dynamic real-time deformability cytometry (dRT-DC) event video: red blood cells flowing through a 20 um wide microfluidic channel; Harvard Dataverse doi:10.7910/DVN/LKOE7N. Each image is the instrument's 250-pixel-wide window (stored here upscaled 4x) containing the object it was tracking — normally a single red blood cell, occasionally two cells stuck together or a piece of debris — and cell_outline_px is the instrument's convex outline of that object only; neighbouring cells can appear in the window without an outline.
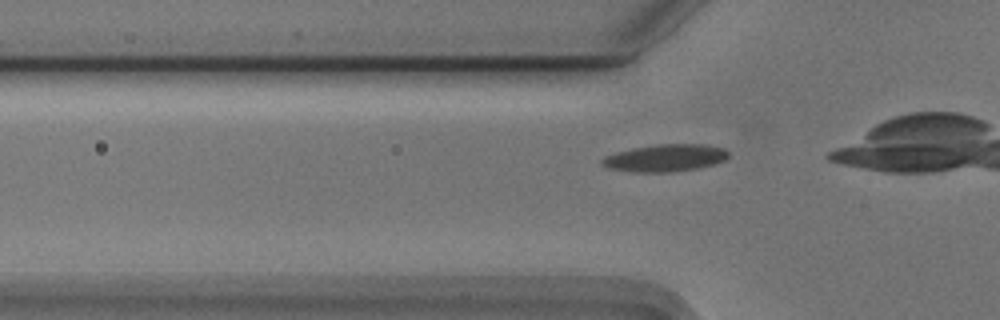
{"species": "Egyptian fruit bat (a non-hibernating species)", "species_latin": "Rousettus aegyptiacus", "temperature_condition": "cold", "stored_images_in_passage": 15, "camera_frame_rate_fps": 3000, "um_per_image_px": 0.085, "animal": {"sex": "male"}, "frame": {"image": 1, "passage_image": 5, "time_ms": 1.333, "image_size_px": [1000, 320], "cell_outline_px": [[728, 156], [724, 160], [712, 164], [696, 168], [672, 172], [632, 172], [608, 168], [600, 164], [600, 160], [604, 156], [616, 152], [632, 148], [656, 144], [704, 144], [724, 148], [728, 152]], "centroid_in_image_um": [56.49, 13.42], "position_along_channel_um": 69.3, "area_um2": 20.11}}
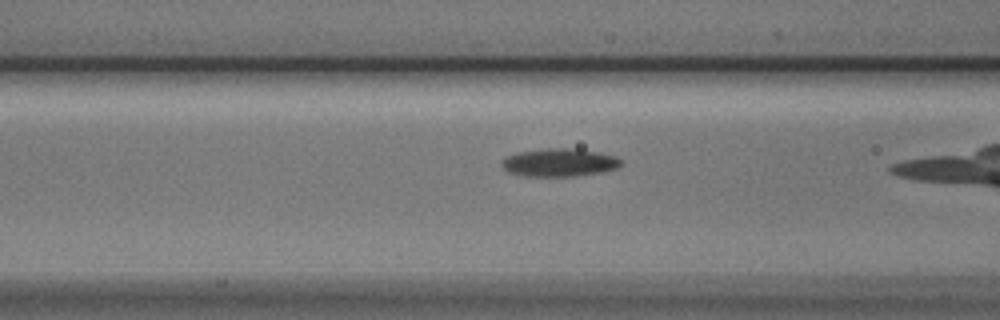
{"frame": {"image": 2, "passage_image": 9, "time_ms": 2.667, "image_size_px": [1000, 320], "cell_outline_px": [[620, 164], [616, 168], [600, 172], [576, 176], [524, 176], [508, 172], [500, 164], [500, 160], [504, 156], [516, 152], [548, 148], [568, 148], [616, 156], [620, 160]], "centroid_in_image_um": [47.43, 13.82], "position_along_channel_um": 119.2, "area_um2": 19.31}}
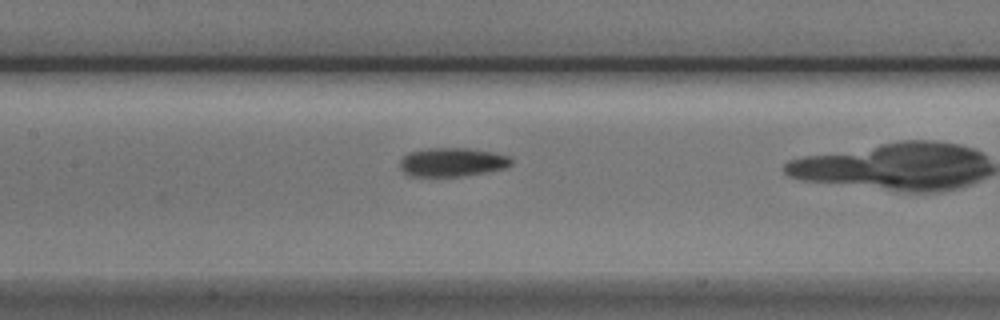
{"frame": {"image": 3, "passage_image": 13, "time_ms": 4.0, "image_size_px": [1000, 320], "cell_outline_px": [[512, 164], [508, 168], [488, 172], [460, 176], [408, 176], [400, 168], [400, 160], [408, 152], [428, 148], [468, 148], [492, 152], [508, 156], [512, 160]], "centroid_in_image_um": [38.44, 13.78], "position_along_channel_um": 169.0, "area_um2": 18.79}}